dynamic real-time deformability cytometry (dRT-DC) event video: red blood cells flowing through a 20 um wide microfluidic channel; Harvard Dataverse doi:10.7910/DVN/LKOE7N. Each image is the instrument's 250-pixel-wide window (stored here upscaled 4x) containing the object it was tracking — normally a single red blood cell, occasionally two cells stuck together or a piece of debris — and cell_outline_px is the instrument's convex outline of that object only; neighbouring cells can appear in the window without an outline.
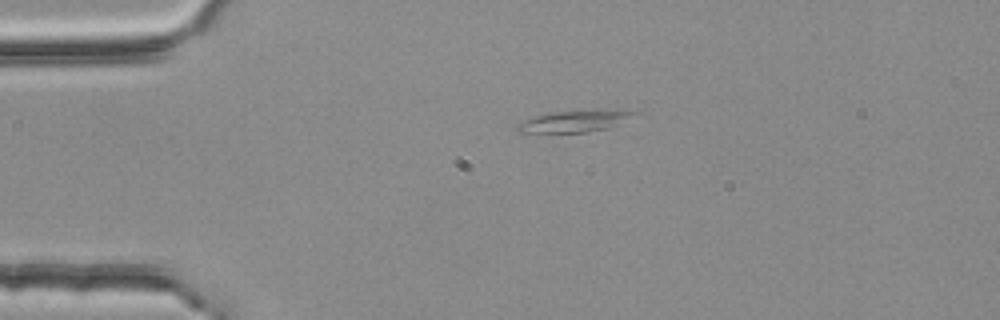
{"species": "common noctule bat (a hibernating species)", "species_latin": "Nyctalus noctula", "temperature_condition": "room temperature", "stored_images_in_passage": 44, "camera_frame_rate_fps": 3000, "um_per_image_px": 0.085, "animal": {"sex": "female", "body_mass_g": 25.1}, "frame": {"image": 1, "passage_image": 1, "time_ms": 0.0, "image_size_px": [1000, 320], "cell_outline_px": [[640, 112], [608, 128], [588, 132], [516, 132], [516, 124], [524, 120], [548, 112], [596, 108], [628, 108]], "centroid_in_image_um": [48.93, 10.24], "position_along_channel_um": 36.1, "area_um2": 15.37}, "authors_computed_cell_mechanics": {"area_um2": 12.9472, "velocity_mm_per_s": 3.7309, "shape_relaxation_time_tau1_ms": 3.2612, "shape_relaxation_time_tau2_ms": null, "deformation_change_tau1": 0.108, "deformation_change_tau2": null}}